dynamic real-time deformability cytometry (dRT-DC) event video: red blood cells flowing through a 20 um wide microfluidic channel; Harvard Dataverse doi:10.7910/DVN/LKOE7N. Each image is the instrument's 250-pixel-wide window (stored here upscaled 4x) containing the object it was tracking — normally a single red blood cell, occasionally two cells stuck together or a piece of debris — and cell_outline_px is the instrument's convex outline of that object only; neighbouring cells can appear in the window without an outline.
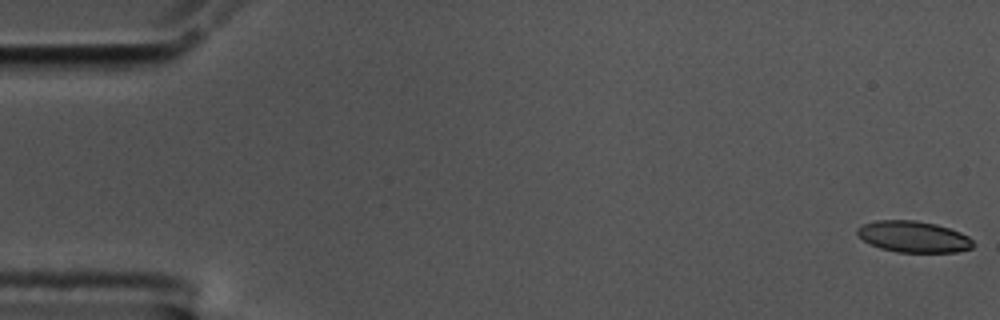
{"species": "common noctule bat (a hibernating species)", "species_latin": "Nyctalus noctula", "temperature_condition": "cold", "stored_images_in_passage": 16, "camera_frame_rate_fps": 3000, "um_per_image_px": 0.085, "animal": {"sex": "male", "body_mass_g": 17.5, "forearm_length_mm": 52.3}, "frame": {"image": 1, "passage_image": 1, "time_ms": 0.0, "image_size_px": [1000, 320], "cell_outline_px": [[976, 244], [972, 248], [956, 252], [896, 252], [880, 248], [864, 240], [856, 232], [856, 228], [864, 224], [876, 220], [916, 220], [936, 224], [960, 232], [968, 236]], "centroid_in_image_um": [77.67, 20.12], "position_along_channel_um": 7.3, "area_um2": 21.1}}
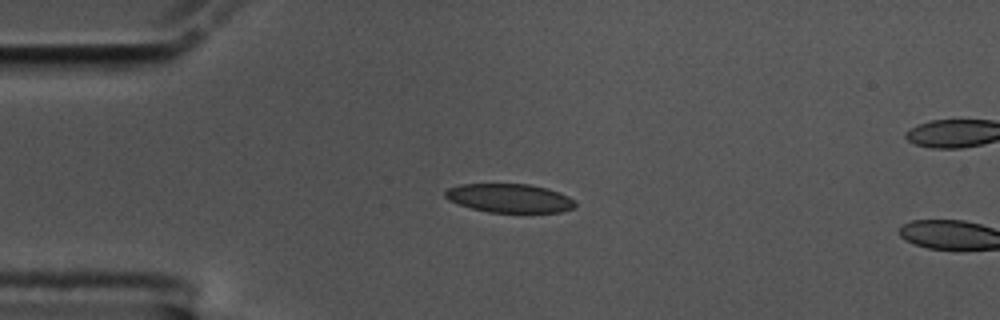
{"frame": {"image": 2, "passage_image": 14, "time_ms": 4.333, "image_size_px": [1000, 320], "cell_outline_px": [[576, 204], [572, 208], [560, 212], [488, 212], [472, 208], [448, 200], [444, 196], [444, 192], [448, 188], [460, 184], [528, 184], [548, 188], [568, 196], [576, 200]], "centroid_in_image_um": [43.31, 16.84], "position_along_channel_um": 41.7, "area_um2": 21.73}}